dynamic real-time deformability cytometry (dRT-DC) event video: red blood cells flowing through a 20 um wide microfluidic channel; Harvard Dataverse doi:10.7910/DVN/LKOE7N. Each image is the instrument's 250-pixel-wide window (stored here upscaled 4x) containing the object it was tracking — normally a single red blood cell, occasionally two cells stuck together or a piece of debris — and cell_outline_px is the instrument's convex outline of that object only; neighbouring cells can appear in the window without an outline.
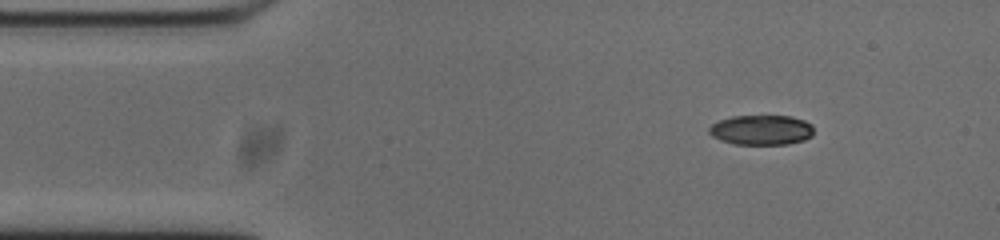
{"species": "common noctule bat (a hibernating species)", "species_latin": "Nyctalus noctula", "temperature_condition": "cold", "stored_images_in_passage": 47, "camera_frame_rate_fps": 3000, "um_per_image_px": 0.085, "animal": {"sex": "male", "body_mass_g": 20.0, "forearm_length_mm": 53.3}, "frame": {"image": 1, "passage_image": 1, "time_ms": 0.0, "image_size_px": [1000, 240], "cell_outline_px": [[812, 136], [804, 140], [788, 144], [732, 144], [720, 140], [712, 136], [708, 132], [708, 128], [712, 124], [720, 120], [732, 116], [792, 116], [804, 120], [812, 124]], "centroid_in_image_um": [64.71, 11.05], "position_along_channel_um": 20.3, "area_um2": 18.32}}
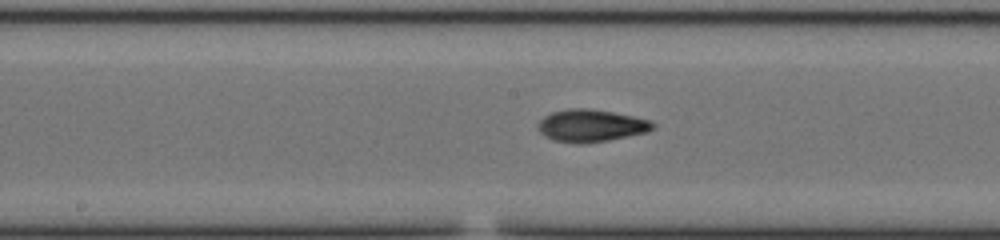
{"frame": {"image": 2, "passage_image": 20, "time_ms": 6.333, "image_size_px": [1000, 240], "cell_outline_px": [[656, 124], [652, 128], [644, 132], [608, 140], [580, 144], [576, 144], [552, 140], [544, 136], [540, 132], [536, 124], [544, 116], [552, 112], [568, 108], [588, 108], [612, 112], [652, 120]], "centroid_in_image_um": [50.18, 10.67], "position_along_channel_um": 198.0, "area_um2": 21.62}}
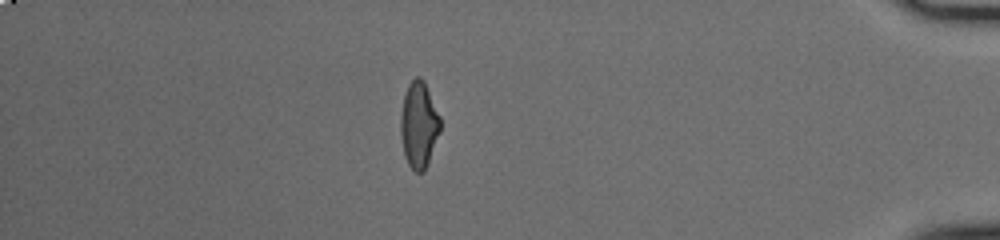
{"frame": {"image": 3, "passage_image": 40, "time_ms": 13.0, "image_size_px": [1000, 240], "cell_outline_px": [[440, 132], [428, 164], [424, 172], [416, 172], [408, 164], [404, 156], [400, 136], [400, 112], [404, 96], [408, 84], [416, 76], [420, 76], [424, 80], [440, 116]], "centroid_in_image_um": [35.59, 10.61], "position_along_channel_um": 399.6, "area_um2": 20.17}, "authors_computed_cell_mechanics": {"area_um2": 19.941, "velocity_mm_per_s": 3.7951, "shape_relaxation_time_tau1_ms": null, "shape_relaxation_time_tau2_ms": 2.3602, "deformation_change_tau1": null, "deformation_change_tau2": 0.0851}}